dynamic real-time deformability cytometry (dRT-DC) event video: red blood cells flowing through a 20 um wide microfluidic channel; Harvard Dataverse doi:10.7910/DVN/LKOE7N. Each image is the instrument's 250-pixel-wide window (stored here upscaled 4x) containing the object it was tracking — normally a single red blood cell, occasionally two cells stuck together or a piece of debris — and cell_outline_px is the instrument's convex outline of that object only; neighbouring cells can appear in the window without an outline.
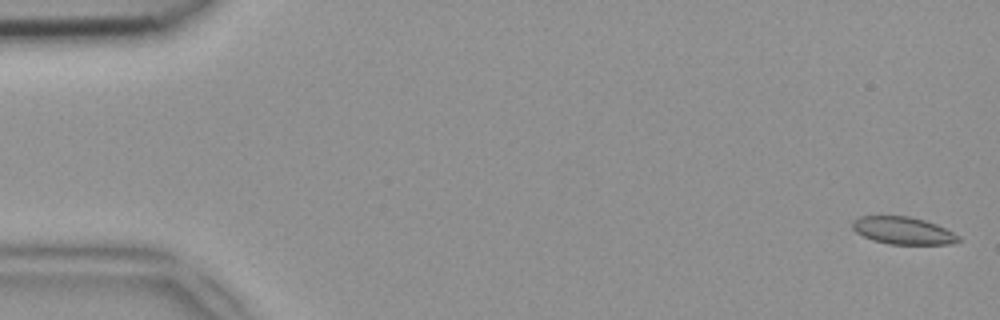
{"species": "common noctule bat (a hibernating species)", "species_latin": "Nyctalus noctula", "temperature_condition": "room temperature", "stored_images_in_passage": 10, "camera_frame_rate_fps": 3000, "um_per_image_px": 0.085, "animal": {"sex": "female", "body_mass_g": 18.4}, "frame": {"image": 1, "passage_image": 1, "time_ms": 0.0, "image_size_px": [1000, 320], "cell_outline_px": [[960, 240], [948, 244], [888, 244], [872, 240], [856, 232], [852, 228], [852, 220], [860, 216], [908, 216], [924, 220], [936, 224], [960, 236]], "centroid_in_image_um": [76.72, 19.6], "position_along_channel_um": 8.3, "area_um2": 16.82}}